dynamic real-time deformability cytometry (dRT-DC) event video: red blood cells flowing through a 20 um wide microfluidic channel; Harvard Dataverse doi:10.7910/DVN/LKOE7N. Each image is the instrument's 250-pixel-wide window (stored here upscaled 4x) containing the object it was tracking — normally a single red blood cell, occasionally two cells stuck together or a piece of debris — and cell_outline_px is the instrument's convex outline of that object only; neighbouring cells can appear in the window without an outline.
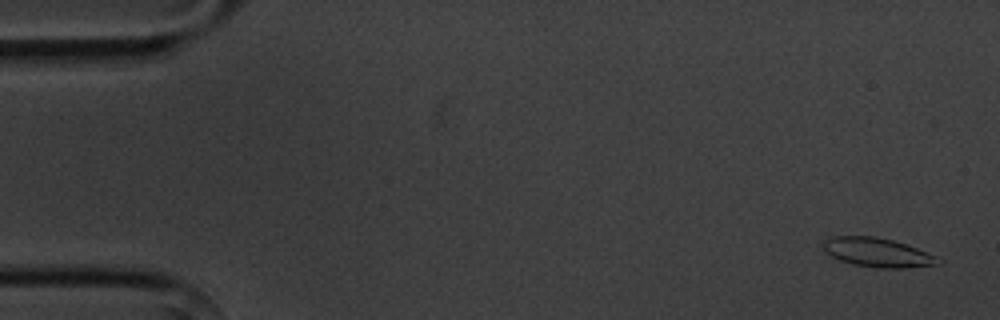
{"species": "common noctule bat (a hibernating species)", "species_latin": "Nyctalus noctula", "temperature_condition": "cold", "stored_images_in_passage": 6, "camera_frame_rate_fps": 3000, "um_per_image_px": 0.085, "animal": {"sex": "male", "body_mass_g": 20.1, "forearm_length_mm": 53.5}, "frame": {"image": 1, "passage_image": 1, "time_ms": 0.0, "image_size_px": [1000, 320], "cell_outline_px": [[944, 260], [940, 264], [904, 268], [876, 268], [852, 264], [840, 260], [824, 252], [824, 240], [832, 236], [876, 236], [892, 240], [916, 248], [936, 256]], "centroid_in_image_um": [74.59, 21.47], "position_along_channel_um": 10.4, "area_um2": 19.48}}
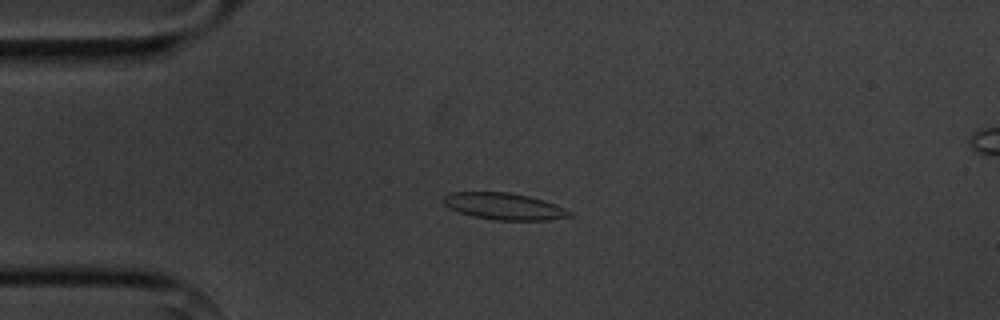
{"frame": {"image": 2, "passage_image": 4, "time_ms": 3.667, "image_size_px": [1000, 320], "cell_outline_px": [[572, 216], [548, 220], [496, 220], [472, 216], [448, 208], [440, 200], [444, 196], [452, 192], [508, 192], [528, 196], [544, 200], [564, 208], [572, 212]], "centroid_in_image_um": [42.82, 17.53], "position_along_channel_um": 42.2, "area_um2": 19.65}}
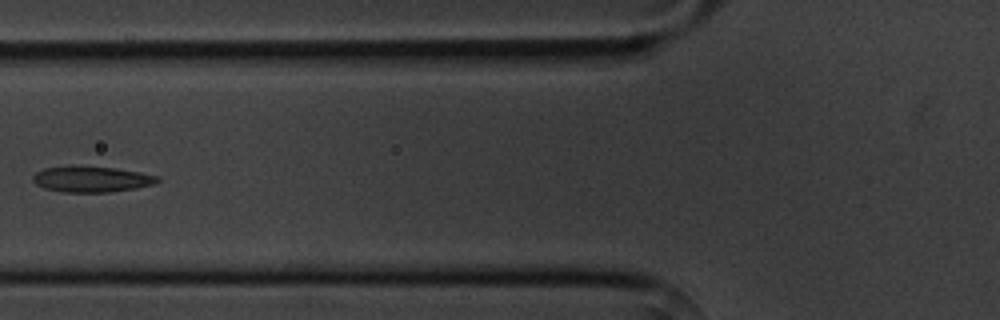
{"frame": {"image": 3, "passage_image": 6, "time_ms": 6.333, "image_size_px": [1000, 320], "cell_outline_px": [[160, 180], [152, 184], [136, 188], [112, 192], [60, 192], [44, 188], [36, 184], [32, 180], [32, 176], [36, 172], [44, 168], [116, 168], [140, 172], [160, 176]], "centroid_in_image_um": [7.81, 15.27], "position_along_channel_um": 118.0, "area_um2": 18.21}}